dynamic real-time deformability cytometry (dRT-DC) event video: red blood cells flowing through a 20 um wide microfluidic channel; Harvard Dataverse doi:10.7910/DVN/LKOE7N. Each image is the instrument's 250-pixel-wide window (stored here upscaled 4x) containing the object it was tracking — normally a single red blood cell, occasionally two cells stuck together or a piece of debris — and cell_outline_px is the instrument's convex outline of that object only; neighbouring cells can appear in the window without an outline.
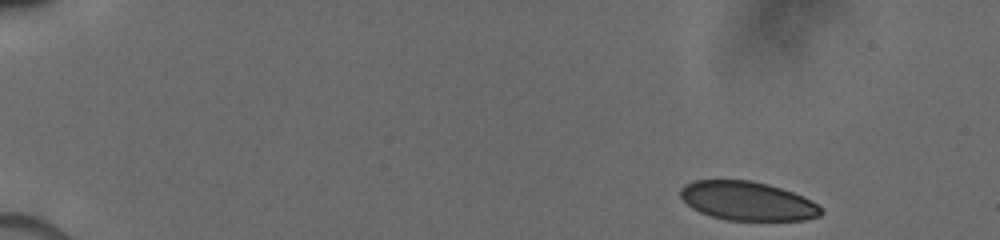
{"species": "human", "species_latin": "Homo sapiens", "temperature_condition": "cold", "stored_images_in_passage": 8, "camera_frame_rate_fps": 3000, "um_per_image_px": 0.085, "donor": {"sex": "male"}, "frame": {"image": 1, "passage_image": 1, "time_ms": 0.0, "image_size_px": [1000, 240], "cell_outline_px": [[824, 212], [820, 216], [804, 220], [724, 220], [700, 212], [692, 208], [680, 196], [680, 188], [684, 184], [692, 180], [752, 180], [768, 184], [804, 196], [812, 200]], "centroid_in_image_um": [63.53, 17.08], "position_along_channel_um": 21.5, "area_um2": 31.96}}
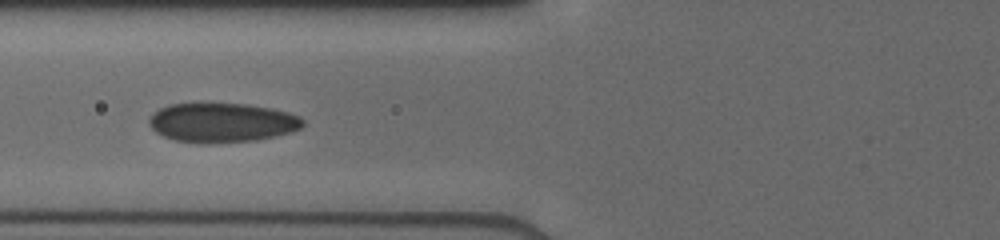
{"frame": {"image": 2, "passage_image": 6, "time_ms": 5.333, "image_size_px": [1000, 240], "cell_outline_px": [[304, 124], [300, 128], [292, 132], [276, 136], [256, 140], [212, 144], [200, 144], [176, 140], [164, 136], [156, 132], [148, 124], [148, 120], [152, 112], [168, 104], [200, 100], [248, 104], [272, 108], [288, 112], [300, 116], [304, 120]], "centroid_in_image_um": [18.83, 10.38], "position_along_channel_um": 107.0, "area_um2": 36.76}}
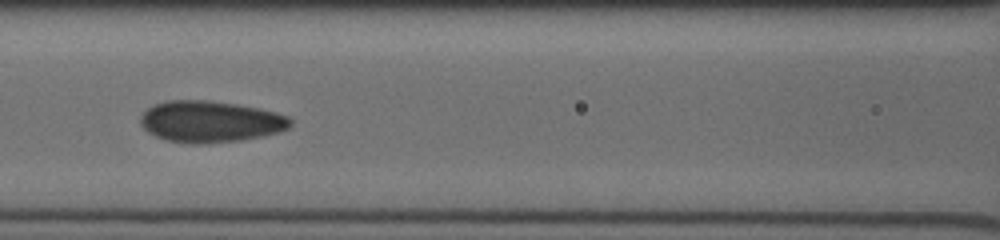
{"frame": {"image": 3, "passage_image": 7, "time_ms": 6.333, "image_size_px": [1000, 240], "cell_outline_px": [[292, 124], [288, 128], [280, 132], [264, 136], [240, 140], [204, 144], [188, 144], [168, 140], [156, 136], [148, 132], [140, 124], [140, 116], [152, 104], [164, 100], [208, 100], [236, 104], [260, 108], [276, 112], [288, 116], [292, 120]], "centroid_in_image_um": [17.88, 10.33], "position_along_channel_um": 148.7, "area_um2": 36.59}}